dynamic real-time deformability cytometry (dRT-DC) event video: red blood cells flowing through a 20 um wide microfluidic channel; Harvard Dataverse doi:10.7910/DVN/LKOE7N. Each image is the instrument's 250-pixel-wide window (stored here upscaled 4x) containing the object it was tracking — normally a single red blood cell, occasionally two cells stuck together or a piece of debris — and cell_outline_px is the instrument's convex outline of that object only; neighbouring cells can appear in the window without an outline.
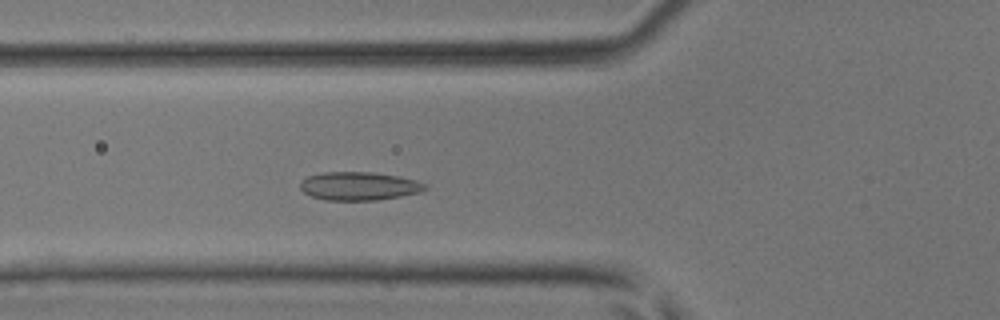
{"species": "common noctule bat (a hibernating species)", "species_latin": "Nyctalus noctula", "temperature_condition": "room temperature", "stored_images_in_passage": 42, "camera_frame_rate_fps": 3000, "um_per_image_px": 0.085, "animal": {"sex": "male", "body_mass_g": 17.9, "forearm_length_mm": 54.2}, "frame": {"image": 1, "passage_image": 14, "time_ms": 4.333, "image_size_px": [1000, 320], "cell_outline_px": [[428, 188], [420, 192], [400, 196], [376, 200], [324, 200], [312, 196], [304, 192], [300, 188], [300, 180], [308, 176], [324, 172], [372, 172], [396, 176], [416, 180], [428, 184]], "centroid_in_image_um": [30.51, 15.81], "position_along_channel_um": 95.3, "area_um2": 20.63}}
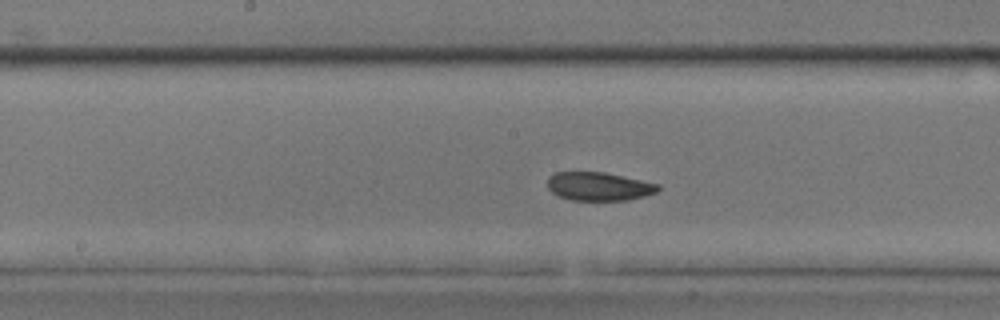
{"frame": {"image": 2, "passage_image": 21, "time_ms": 6.667, "image_size_px": [1000, 320], "cell_outline_px": [[660, 188], [656, 192], [644, 196], [628, 200], [572, 200], [560, 196], [552, 192], [548, 188], [548, 176], [556, 172], [604, 172], [660, 184]], "centroid_in_image_um": [50.91, 15.84], "position_along_channel_um": 197.3, "area_um2": 18.26}}
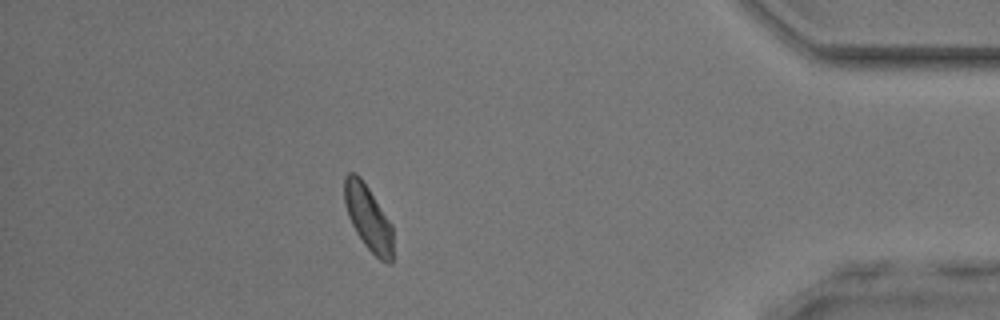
{"frame": {"image": 3, "passage_image": 38, "time_ms": 12.333, "image_size_px": [1000, 320], "cell_outline_px": [[392, 264], [388, 264], [380, 260], [364, 244], [356, 232], [348, 216], [344, 204], [344, 176], [348, 172], [356, 172], [360, 176], [392, 224]], "centroid_in_image_um": [31.28, 18.5], "position_along_channel_um": 403.9, "area_um2": 18.44}}